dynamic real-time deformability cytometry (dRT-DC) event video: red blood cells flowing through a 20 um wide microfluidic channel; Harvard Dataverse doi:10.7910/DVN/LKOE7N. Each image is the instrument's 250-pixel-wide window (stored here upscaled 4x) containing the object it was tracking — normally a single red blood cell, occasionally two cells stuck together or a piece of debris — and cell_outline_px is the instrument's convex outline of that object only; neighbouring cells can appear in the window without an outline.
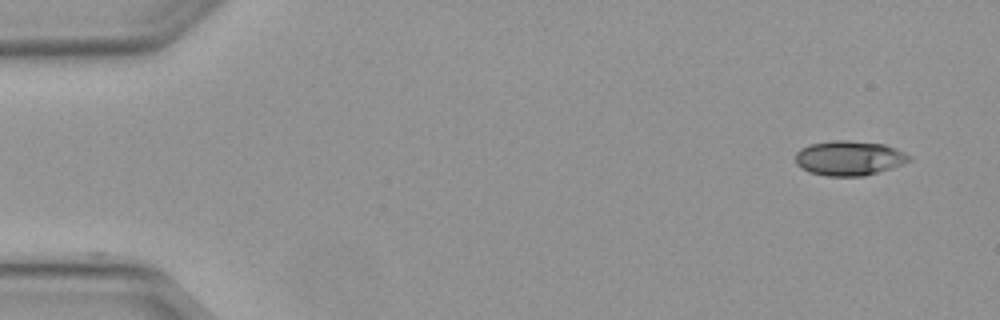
{"species": "Egyptian fruit bat (a non-hibernating species)", "species_latin": "Rousettus aegyptiacus", "temperature_condition": "warm", "stored_images_in_passage": 47, "camera_frame_rate_fps": 3000, "um_per_image_px": 0.085, "animal": {"sex": "female"}, "frame": {"image": 1, "passage_image": 1, "time_ms": 0.0, "image_size_px": [1000, 320], "cell_outline_px": [[912, 160], [904, 164], [892, 168], [864, 176], [824, 176], [808, 172], [800, 168], [796, 164], [796, 152], [800, 148], [808, 144], [836, 140], [848, 140], [884, 144], [896, 148], [912, 156]], "centroid_in_image_um": [72.18, 13.44], "position_along_channel_um": 12.8, "area_um2": 23.35}}
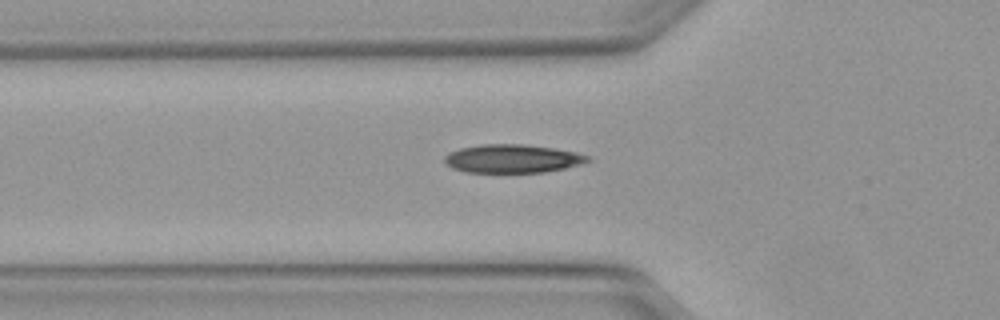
{"frame": {"image": 2, "passage_image": 15, "time_ms": 4.667, "image_size_px": [1000, 320], "cell_outline_px": [[592, 160], [580, 164], [564, 168], [544, 172], [464, 172], [452, 168], [444, 164], [444, 156], [448, 152], [460, 148], [484, 144], [524, 144], [552, 148], [576, 152], [592, 156]], "centroid_in_image_um": [43.54, 13.48], "position_along_channel_um": 82.3, "area_um2": 23.81}}
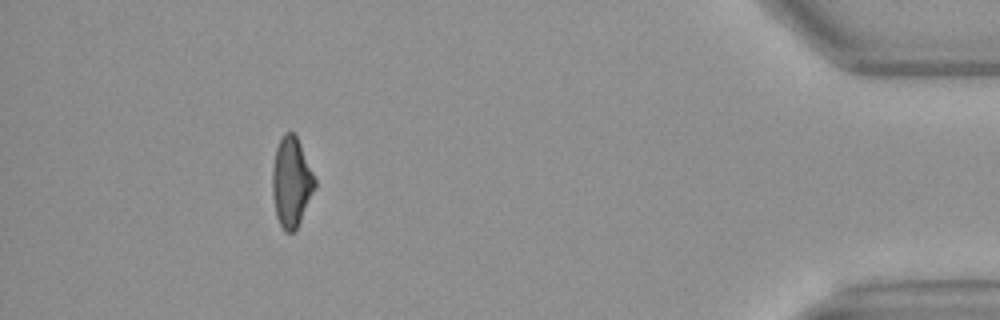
{"frame": {"image": 3, "passage_image": 43, "time_ms": 14.0, "image_size_px": [1000, 320], "cell_outline_px": [[316, 188], [296, 228], [292, 232], [284, 232], [276, 216], [272, 192], [272, 168], [276, 148], [280, 136], [284, 132], [292, 132], [296, 136], [300, 144], [316, 180]], "centroid_in_image_um": [24.75, 15.46], "position_along_channel_um": 410.4, "area_um2": 22.14}, "authors_computed_cell_mechanics": {"area_um2": 23.12, "velocity_mm_per_s": 4.1298, "shape_relaxation_time_tau1_ms": 4.3262, "shape_relaxation_time_tau2_ms": 1.5629, "deformation_change_tau1": 0.172, "deformation_change_tau2": 0.0731}}